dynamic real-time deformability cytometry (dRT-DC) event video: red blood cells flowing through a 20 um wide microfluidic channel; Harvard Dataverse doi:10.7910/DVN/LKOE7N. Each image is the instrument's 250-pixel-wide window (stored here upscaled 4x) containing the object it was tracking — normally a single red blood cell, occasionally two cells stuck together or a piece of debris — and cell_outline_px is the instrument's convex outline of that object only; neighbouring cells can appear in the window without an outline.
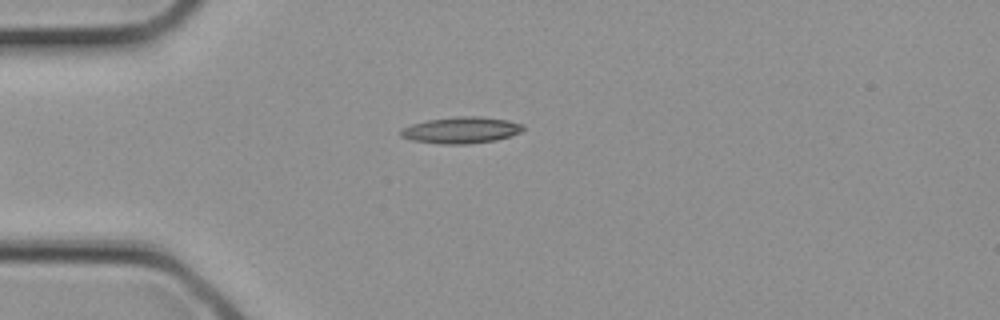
{"species": "common noctule bat (a hibernating species)", "species_latin": "Nyctalus noctula", "temperature_condition": "cold", "stored_images_in_passage": 3, "camera_frame_rate_fps": 3000, "um_per_image_px": 0.085, "animal": {"sex": "female", "body_mass_g": 21.9}, "frame": {"image": 1, "passage_image": 3, "time_ms": 0.667, "image_size_px": [1000, 320], "cell_outline_px": [[524, 128], [520, 132], [496, 140], [468, 144], [440, 144], [412, 140], [400, 136], [400, 128], [412, 124], [428, 120], [456, 116], [480, 116], [508, 120], [524, 124]], "centroid_in_image_um": [39.18, 11.05], "position_along_channel_um": 45.8, "area_um2": 18.9}}